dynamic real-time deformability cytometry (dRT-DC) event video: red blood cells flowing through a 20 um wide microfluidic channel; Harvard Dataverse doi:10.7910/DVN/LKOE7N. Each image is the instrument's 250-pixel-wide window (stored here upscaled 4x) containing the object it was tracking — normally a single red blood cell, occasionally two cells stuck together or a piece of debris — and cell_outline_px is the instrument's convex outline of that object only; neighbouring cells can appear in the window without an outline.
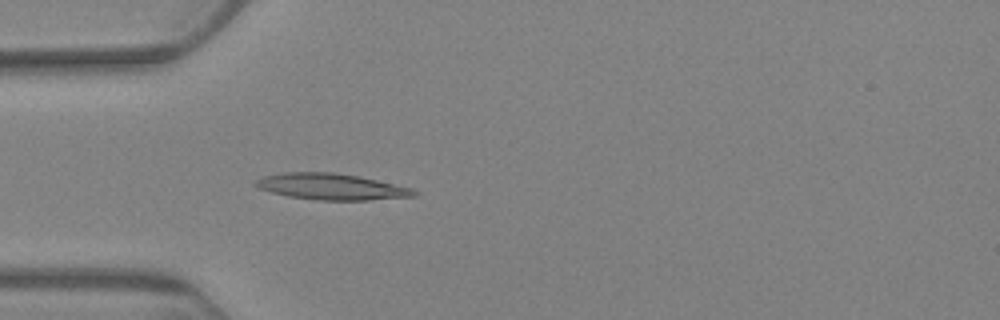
{"species": "Egyptian fruit bat (a non-hibernating species)", "species_latin": "Rousettus aegyptiacus", "temperature_condition": "warm", "stored_images_in_passage": 5, "camera_frame_rate_fps": 3000, "um_per_image_px": 0.085, "animal": {"sex": "female"}, "frame": {"image": 1, "passage_image": 5, "time_ms": 4.667, "image_size_px": [1000, 320], "cell_outline_px": [[420, 192], [416, 196], [368, 200], [320, 200], [288, 196], [272, 192], [260, 188], [252, 184], [256, 180], [264, 176], [284, 172], [336, 172], [360, 176], [412, 188]], "centroid_in_image_um": [28.2, 15.86], "position_along_channel_um": 56.8, "area_um2": 24.22}}